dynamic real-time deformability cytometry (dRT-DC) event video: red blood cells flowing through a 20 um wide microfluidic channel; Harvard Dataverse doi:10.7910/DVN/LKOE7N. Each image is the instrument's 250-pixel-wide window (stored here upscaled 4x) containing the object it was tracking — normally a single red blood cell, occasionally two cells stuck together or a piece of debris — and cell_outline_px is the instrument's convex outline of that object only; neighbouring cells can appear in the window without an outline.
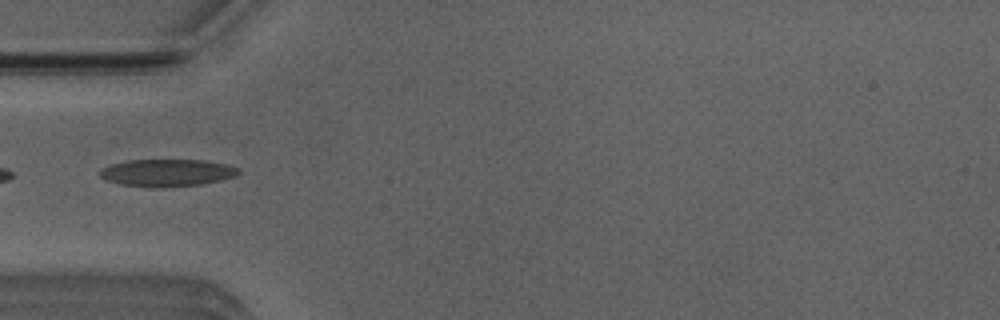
{"species": "Egyptian fruit bat (a non-hibernating species)", "species_latin": "Rousettus aegyptiacus", "temperature_condition": "room temperature", "stored_images_in_passage": 6, "camera_frame_rate_fps": 3000, "um_per_image_px": 0.085, "animal": {"sex": "male"}, "frame": {"image": 1, "passage_image": 5, "time_ms": 4.667, "image_size_px": [1000, 320], "cell_outline_px": [[240, 172], [236, 176], [204, 184], [160, 188], [148, 188], [120, 184], [104, 180], [100, 176], [100, 168], [112, 164], [128, 160], [204, 160], [228, 164], [240, 168]], "centroid_in_image_um": [14.2, 14.69], "position_along_channel_um": 70.8, "area_um2": 22.43}}